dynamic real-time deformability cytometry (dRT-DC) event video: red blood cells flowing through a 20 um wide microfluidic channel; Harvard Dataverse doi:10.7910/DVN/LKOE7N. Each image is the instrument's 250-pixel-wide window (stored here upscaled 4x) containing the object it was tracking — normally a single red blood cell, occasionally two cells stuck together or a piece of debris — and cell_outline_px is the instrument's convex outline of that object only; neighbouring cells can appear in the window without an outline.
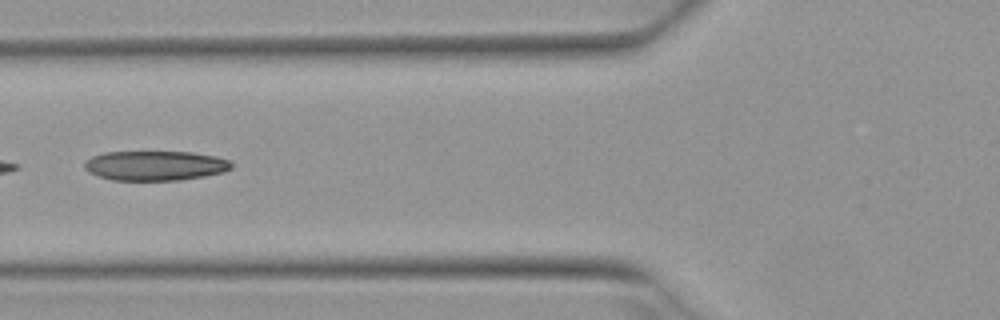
{"species": "Egyptian fruit bat (a non-hibernating species)", "species_latin": "Rousettus aegyptiacus", "temperature_condition": "warm", "stored_images_in_passage": 6, "camera_frame_rate_fps": 3000, "um_per_image_px": 0.085, "animal": {"sex": "female"}, "frame": {"image": 1, "passage_image": 5, "time_ms": 1.333, "image_size_px": [1000, 320], "cell_outline_px": [[232, 168], [224, 172], [204, 176], [180, 180], [112, 180], [96, 176], [88, 172], [84, 168], [84, 164], [92, 156], [104, 152], [192, 152], [216, 156], [228, 160], [232, 164]], "centroid_in_image_um": [13.18, 14.08], "position_along_channel_um": 112.6, "area_um2": 25.49}}
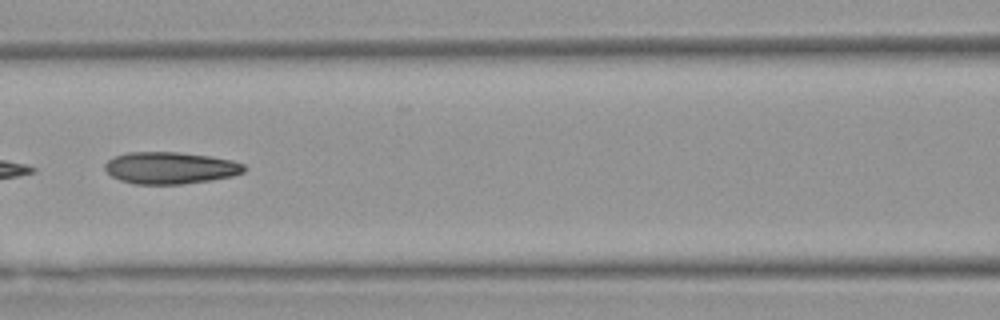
{"frame": {"image": 2, "passage_image": 6, "time_ms": 1.667, "image_size_px": [1000, 320], "cell_outline_px": [[248, 168], [244, 172], [232, 176], [212, 180], [180, 184], [132, 184], [120, 180], [112, 176], [104, 168], [104, 164], [108, 160], [116, 156], [128, 152], [180, 152], [212, 156], [232, 160], [244, 164]], "centroid_in_image_um": [14.5, 14.27], "position_along_channel_um": 152.1, "area_um2": 26.07}}